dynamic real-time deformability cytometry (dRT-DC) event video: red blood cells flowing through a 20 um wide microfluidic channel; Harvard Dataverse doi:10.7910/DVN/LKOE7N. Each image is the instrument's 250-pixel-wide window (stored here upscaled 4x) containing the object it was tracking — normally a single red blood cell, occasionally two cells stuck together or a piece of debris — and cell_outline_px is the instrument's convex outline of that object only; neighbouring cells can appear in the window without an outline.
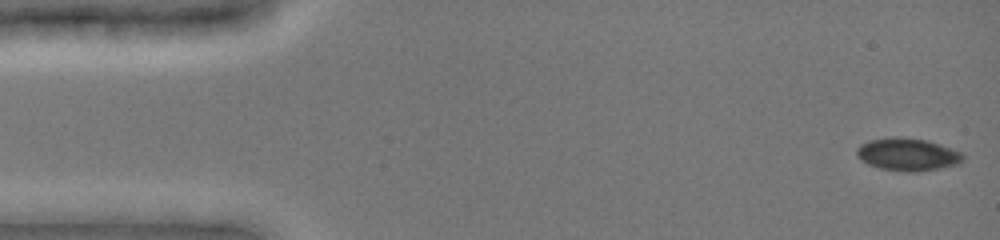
{"species": "common noctule bat (a hibernating species)", "species_latin": "Nyctalus noctula", "temperature_condition": "cold", "stored_images_in_passage": 48, "camera_frame_rate_fps": 3000, "um_per_image_px": 0.085, "animal": {"sex": "female", "body_mass_g": 19.0, "forearm_length_mm": 51.5}, "frame": {"image": 1, "passage_image": 1, "time_ms": 0.0, "image_size_px": [1000, 240], "cell_outline_px": [[964, 160], [960, 164], [940, 168], [912, 172], [908, 172], [880, 168], [868, 164], [860, 160], [856, 152], [856, 148], [860, 144], [868, 140], [928, 140], [960, 152], [964, 156]], "centroid_in_image_um": [77.17, 13.18], "position_along_channel_um": 7.8, "area_um2": 19.36}}
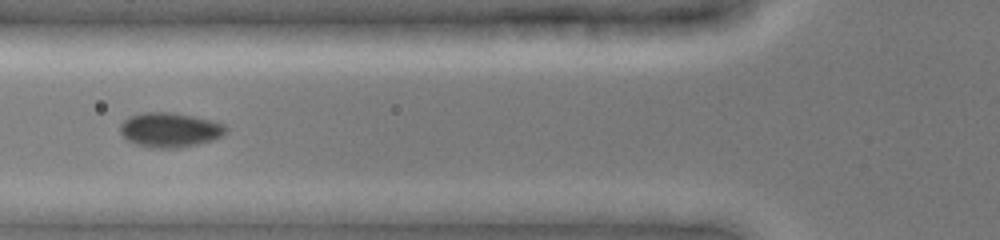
{"frame": {"image": 2, "passage_image": 18, "time_ms": 5.667, "image_size_px": [1000, 240], "cell_outline_px": [[228, 128], [220, 136], [212, 140], [196, 144], [176, 148], [148, 148], [136, 144], [128, 140], [120, 132], [120, 124], [128, 116], [144, 112], [172, 112], [212, 120], [224, 124]], "centroid_in_image_um": [14.4, 11.03], "position_along_channel_um": 111.4, "area_um2": 21.27}}
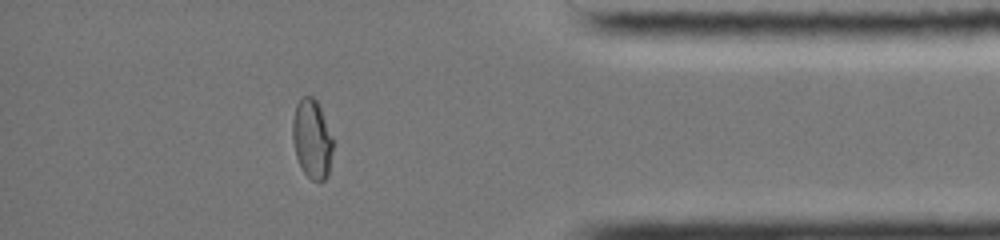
{"frame": {"image": 3, "passage_image": 42, "time_ms": 13.667, "image_size_px": [1000, 240], "cell_outline_px": [[332, 148], [328, 176], [324, 180], [312, 180], [304, 172], [296, 156], [292, 140], [292, 120], [296, 104], [304, 96], [312, 96], [316, 100], [320, 108], [332, 140]], "centroid_in_image_um": [26.48, 11.81], "position_along_channel_um": 408.7, "area_um2": 18.21}}